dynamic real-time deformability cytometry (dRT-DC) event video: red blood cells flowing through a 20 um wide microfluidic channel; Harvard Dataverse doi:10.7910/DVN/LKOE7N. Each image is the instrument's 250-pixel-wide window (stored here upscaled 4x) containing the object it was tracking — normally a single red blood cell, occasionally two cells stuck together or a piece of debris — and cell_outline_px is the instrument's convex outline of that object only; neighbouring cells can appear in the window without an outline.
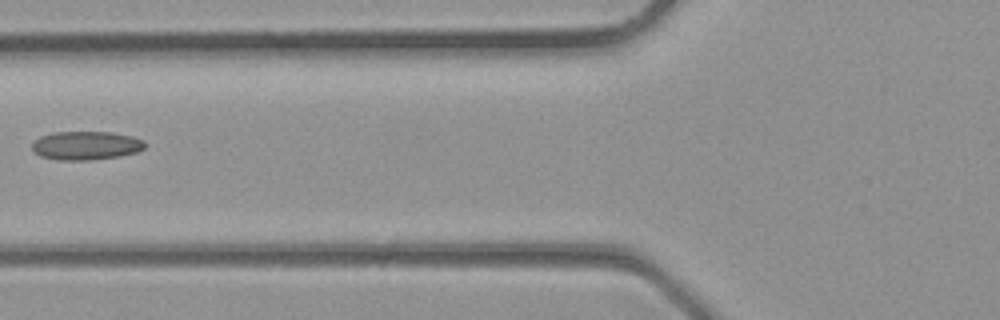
{"species": "common noctule bat (a hibernating species)", "species_latin": "Nyctalus noctula", "temperature_condition": "room temperature", "stored_images_in_passage": 2, "camera_frame_rate_fps": 3000, "um_per_image_px": 0.085, "animal": {"sex": "male", "body_mass_g": 23.1, "forearm_length_mm": 52.7}, "frame": {"image": 1, "passage_image": 2, "time_ms": 0.333, "image_size_px": [1000, 320], "cell_outline_px": [[144, 148], [136, 152], [120, 156], [88, 160], [56, 160], [40, 156], [32, 148], [32, 144], [40, 136], [52, 132], [112, 132], [132, 136], [144, 140]], "centroid_in_image_um": [7.3, 12.36], "position_along_channel_um": 118.5, "area_um2": 18.79}}